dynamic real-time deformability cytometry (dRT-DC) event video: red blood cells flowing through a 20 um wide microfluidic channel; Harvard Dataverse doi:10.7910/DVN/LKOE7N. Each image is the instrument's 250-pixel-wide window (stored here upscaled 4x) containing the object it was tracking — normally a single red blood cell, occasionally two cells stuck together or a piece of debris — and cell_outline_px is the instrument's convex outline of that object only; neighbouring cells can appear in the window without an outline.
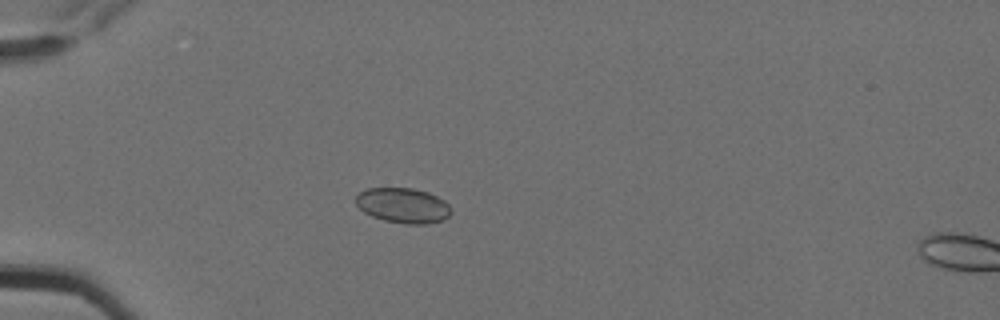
{"species": "Egyptian fruit bat (a non-hibernating species)", "species_latin": "Rousettus aegyptiacus", "temperature_condition": "cold", "stored_images_in_passage": 2, "camera_frame_rate_fps": 3000, "um_per_image_px": 0.085, "animal": {"sex": "female"}, "frame": {"image": 1, "passage_image": 1, "time_ms": 0.0, "image_size_px": [1000, 320], "cell_outline_px": [[452, 212], [444, 220], [428, 224], [408, 224], [384, 220], [372, 216], [364, 212], [356, 204], [356, 196], [360, 192], [368, 188], [412, 188], [428, 192], [444, 200], [452, 208]], "centroid_in_image_um": [34.29, 17.47], "position_along_channel_um": 50.7, "area_um2": 19.54}}